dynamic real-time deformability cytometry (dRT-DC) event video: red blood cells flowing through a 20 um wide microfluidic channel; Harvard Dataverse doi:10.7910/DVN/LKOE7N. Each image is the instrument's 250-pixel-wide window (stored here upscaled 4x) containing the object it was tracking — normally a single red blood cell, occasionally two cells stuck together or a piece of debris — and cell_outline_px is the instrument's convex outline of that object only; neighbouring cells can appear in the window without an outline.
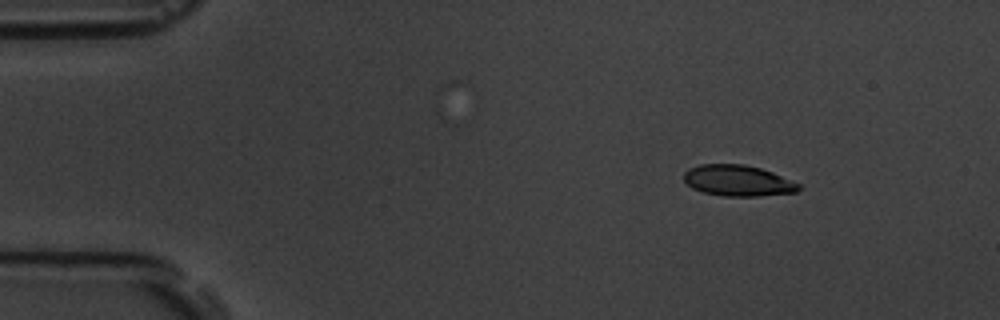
{"species": "common noctule bat (a hibernating species)", "species_latin": "Nyctalus noctula", "temperature_condition": "room temperature", "stored_images_in_passage": 6, "camera_frame_rate_fps": 3000, "um_per_image_px": 0.085, "animal": {"sex": "male", "body_mass_g": 19.5, "forearm_length_mm": 54.6}, "frame": {"image": 1, "passage_image": 1, "time_ms": 0.0, "image_size_px": [1000, 320], "cell_outline_px": [[800, 188], [796, 192], [756, 196], [724, 196], [704, 192], [692, 188], [684, 180], [684, 172], [688, 168], [700, 164], [744, 164], [760, 168], [772, 172], [800, 184]], "centroid_in_image_um": [62.7, 15.34], "position_along_channel_um": 22.3, "area_um2": 20.63}}
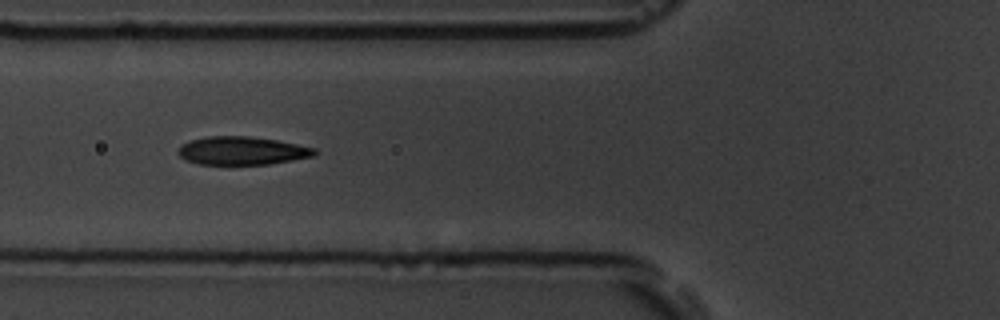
{"frame": {"image": 2, "passage_image": 5, "time_ms": 4.667, "image_size_px": [1000, 320], "cell_outline_px": [[320, 152], [316, 156], [268, 164], [200, 164], [184, 160], [176, 152], [180, 144], [188, 140], [208, 136], [248, 136], [276, 140], [316, 148]], "centroid_in_image_um": [20.56, 12.81], "position_along_channel_um": 105.2, "area_um2": 22.66}}
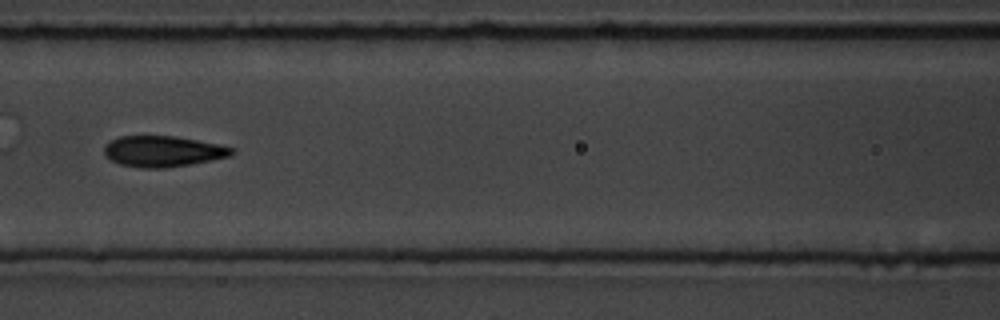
{"frame": {"image": 3, "passage_image": 6, "time_ms": 6.0, "image_size_px": [1000, 320], "cell_outline_px": [[236, 152], [232, 156], [188, 164], [164, 168], [144, 168], [120, 164], [112, 160], [104, 152], [104, 144], [120, 136], [176, 136], [220, 144], [236, 148]], "centroid_in_image_um": [13.9, 12.85], "position_along_channel_um": 152.7, "area_um2": 22.95}}